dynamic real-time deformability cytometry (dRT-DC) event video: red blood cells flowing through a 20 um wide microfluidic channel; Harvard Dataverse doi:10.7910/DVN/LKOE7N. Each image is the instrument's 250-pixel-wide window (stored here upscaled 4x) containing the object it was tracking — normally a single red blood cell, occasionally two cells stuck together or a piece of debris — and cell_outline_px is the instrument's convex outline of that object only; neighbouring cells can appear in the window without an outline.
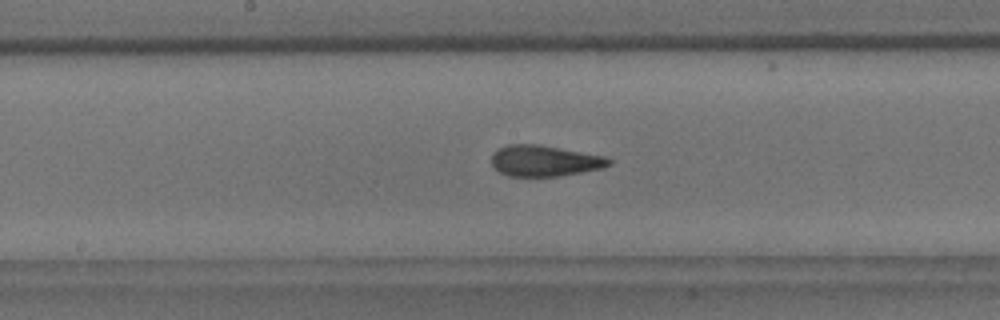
{"species": "common noctule bat (a hibernating species)", "species_latin": "Nyctalus noctula", "temperature_condition": "room temperature", "stored_images_in_passage": 47, "camera_frame_rate_fps": 3000, "um_per_image_px": 0.085, "animal": {"sex": "male", "body_mass_g": 18.8}, "frame": {"image": 1, "passage_image": 27, "time_ms": 8.667, "image_size_px": [1000, 320], "cell_outline_px": [[612, 164], [604, 168], [560, 176], [508, 176], [500, 172], [492, 164], [492, 152], [496, 148], [508, 144], [536, 144], [560, 148], [604, 156], [612, 160]], "centroid_in_image_um": [46.28, 13.67], "position_along_channel_um": 201.9, "area_um2": 21.27}, "authors_computed_cell_mechanics": {"area_um2": 21.2704, "velocity_mm_per_s": 3.7304, "shape_relaxation_time_tau1_ms": 7.2397, "shape_relaxation_time_tau2_ms": 1.9116, "deformation_change_tau1": 0.1926, "deformation_change_tau2": 0.085}}